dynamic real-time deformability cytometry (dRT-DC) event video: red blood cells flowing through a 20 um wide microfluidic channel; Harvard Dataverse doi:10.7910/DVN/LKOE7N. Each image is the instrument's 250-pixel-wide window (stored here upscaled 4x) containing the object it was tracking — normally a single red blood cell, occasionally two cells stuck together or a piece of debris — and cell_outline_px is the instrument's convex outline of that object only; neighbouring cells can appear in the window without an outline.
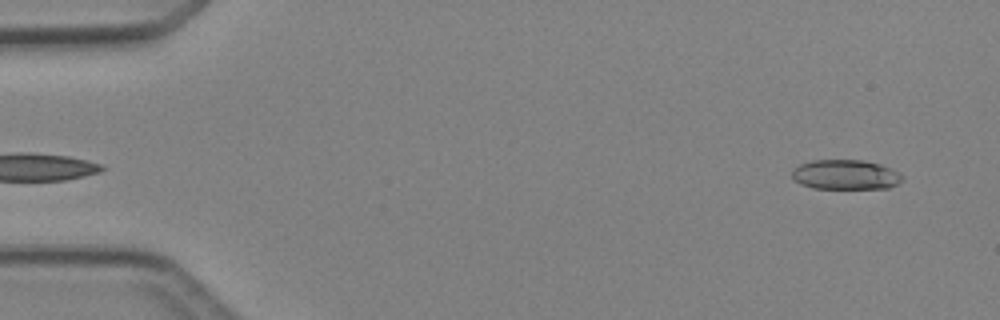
{"species": "Egyptian fruit bat (a non-hibernating species)", "species_latin": "Rousettus aegyptiacus", "temperature_condition": "cold", "stored_images_in_passage": 4, "segment_of_instrument_passage": [2, 2], "camera_frame_rate_fps": 3000, "um_per_image_px": 0.085, "animal": {"sex": "female"}, "frame": {"image": 1, "passage_image": 4, "time_ms": 3.667, "image_size_px": [1000, 320], "cell_outline_px": [[900, 180], [896, 184], [888, 188], [812, 188], [800, 184], [792, 176], [792, 168], [800, 164], [812, 160], [864, 160], [880, 164], [896, 172], [900, 176]], "centroid_in_image_um": [71.79, 14.84], "position_along_channel_um": 13.2, "area_um2": 18.84}}